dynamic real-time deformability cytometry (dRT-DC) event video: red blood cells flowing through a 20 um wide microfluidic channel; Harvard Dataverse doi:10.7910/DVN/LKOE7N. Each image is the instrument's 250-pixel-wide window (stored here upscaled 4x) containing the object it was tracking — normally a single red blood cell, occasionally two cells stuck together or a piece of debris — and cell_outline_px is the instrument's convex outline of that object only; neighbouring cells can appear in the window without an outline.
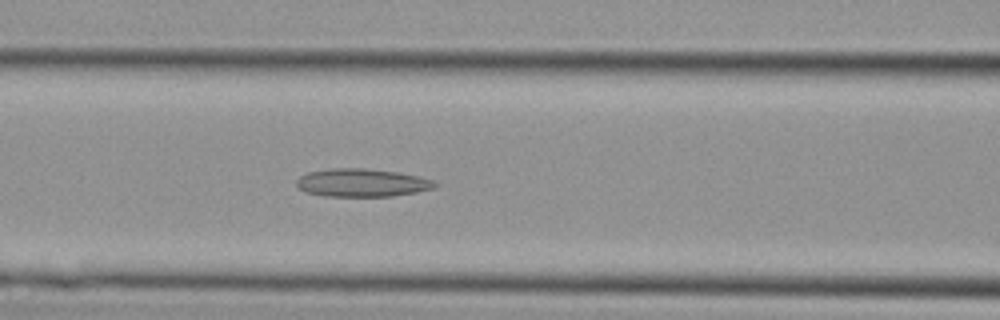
{"species": "Egyptian fruit bat (a non-hibernating species)", "species_latin": "Rousettus aegyptiacus", "temperature_condition": "cold", "stored_images_in_passage": 28, "camera_frame_rate_fps": 3000, "um_per_image_px": 0.085, "animal": {"sex": "female"}, "frame": {"image": 1, "passage_image": 8, "time_ms": 2.333, "image_size_px": [1000, 320], "cell_outline_px": [[440, 184], [436, 188], [416, 192], [392, 196], [324, 196], [304, 192], [296, 184], [296, 180], [300, 176], [308, 172], [332, 168], [364, 168], [396, 172], [416, 176], [432, 180]], "centroid_in_image_um": [30.76, 15.54], "position_along_channel_um": 135.8, "area_um2": 22.6}}
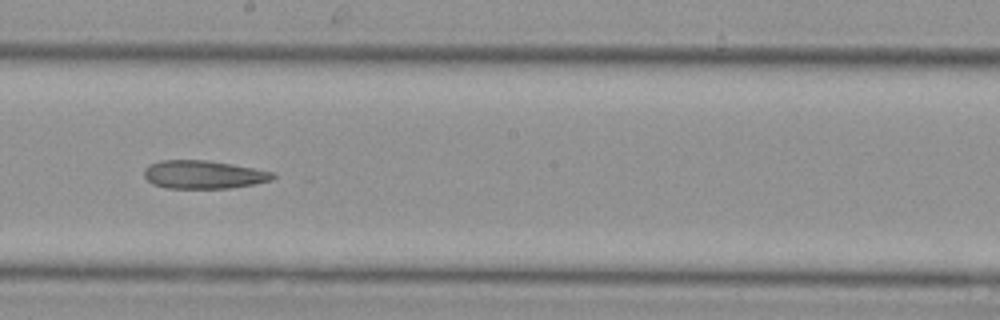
{"frame": {"image": 2, "passage_image": 13, "time_ms": 4.0, "image_size_px": [1000, 320], "cell_outline_px": [[276, 176], [272, 180], [256, 184], [228, 188], [164, 188], [152, 184], [144, 176], [144, 168], [148, 164], [160, 160], [204, 160], [232, 164], [272, 172]], "centroid_in_image_um": [17.26, 14.84], "position_along_channel_um": 230.9, "area_um2": 21.21}}
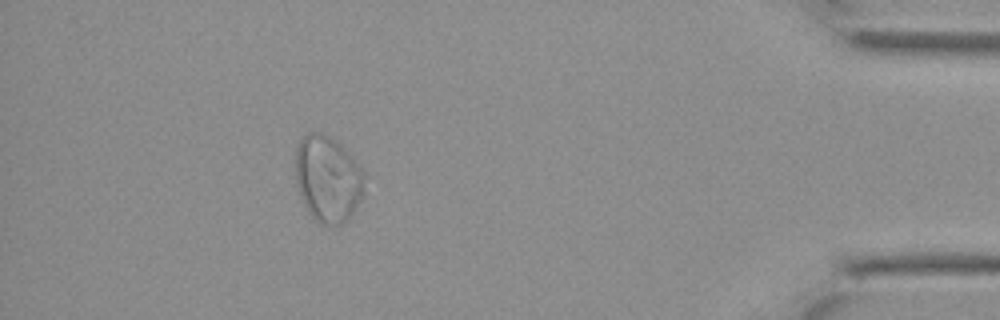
{"frame": {"image": 3, "passage_image": 25, "time_ms": 8.0, "image_size_px": [1000, 320], "cell_outline_px": [[364, 188], [348, 220], [336, 228], [324, 228], [308, 212], [300, 196], [296, 184], [296, 148], [300, 140], [308, 132], [320, 132], [336, 140], [364, 172]], "centroid_in_image_um": [27.83, 15.25], "position_along_channel_um": 407.4, "area_um2": 34.74}}